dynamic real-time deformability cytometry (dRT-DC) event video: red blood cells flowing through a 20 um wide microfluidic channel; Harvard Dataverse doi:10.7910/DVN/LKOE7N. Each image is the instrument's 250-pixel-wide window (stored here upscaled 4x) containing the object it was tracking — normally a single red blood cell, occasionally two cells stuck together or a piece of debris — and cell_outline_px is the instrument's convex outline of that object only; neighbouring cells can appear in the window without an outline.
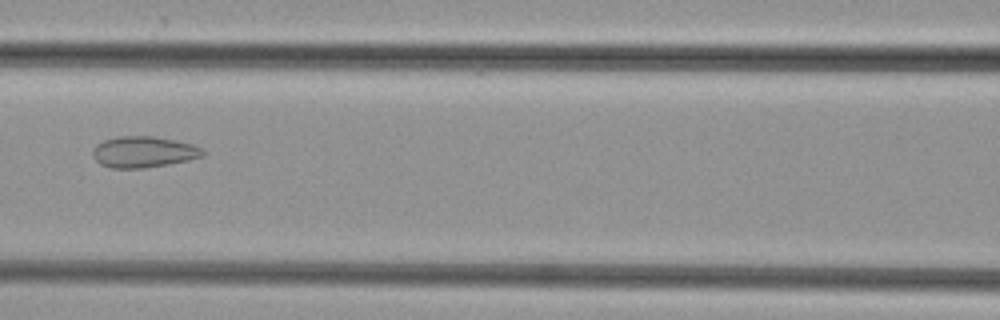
{"species": "common noctule bat (a hibernating species)", "species_latin": "Nyctalus noctula", "temperature_condition": "cold", "stored_images_in_passage": 50, "camera_frame_rate_fps": 3000, "um_per_image_px": 0.085, "animal": {"sex": "female", "body_mass_g": 29.2, "forearm_length_mm": 56.3}, "frame": {"image": 1, "passage_image": 23, "time_ms": 7.333, "image_size_px": [1000, 320], "cell_outline_px": [[204, 156], [188, 160], [168, 164], [144, 168], [108, 168], [100, 164], [92, 156], [92, 148], [96, 144], [104, 140], [120, 136], [152, 136], [176, 140], [192, 144], [200, 148], [204, 152]], "centroid_in_image_um": [12.16, 12.92], "position_along_channel_um": 154.4, "area_um2": 20.06}}
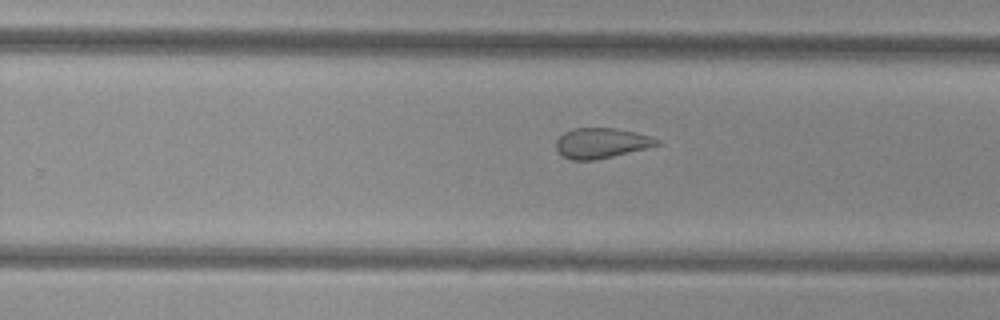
{"frame": {"image": 2, "passage_image": 32, "time_ms": 10.333, "image_size_px": [1000, 320], "cell_outline_px": [[660, 144], [612, 156], [592, 160], [572, 160], [564, 156], [556, 148], [556, 140], [564, 132], [572, 128], [616, 128], [636, 132], [652, 136], [660, 140]], "centroid_in_image_um": [51.11, 12.14], "position_along_channel_um": 278.7, "area_um2": 17.57}}
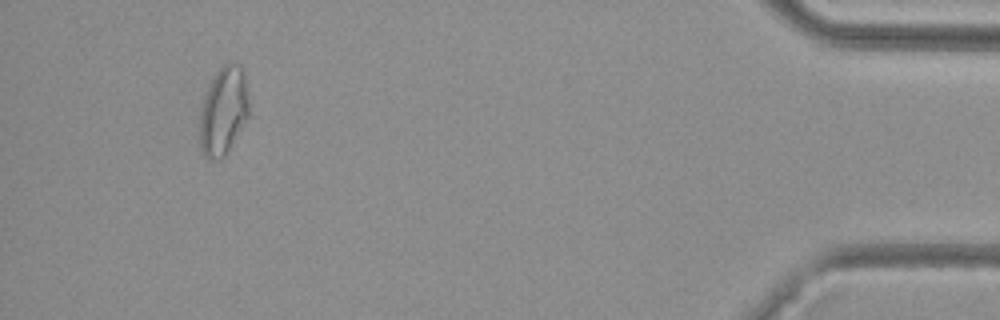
{"frame": {"image": 3, "passage_image": 47, "time_ms": 15.333, "image_size_px": [1000, 320], "cell_outline_px": [[248, 116], [228, 152], [220, 160], [208, 160], [204, 156], [200, 148], [200, 112], [204, 96], [212, 76], [228, 60], [232, 60], [240, 64], [244, 72], [248, 92]], "centroid_in_image_um": [18.99, 9.4], "position_along_channel_um": 416.2, "area_um2": 25.72}}